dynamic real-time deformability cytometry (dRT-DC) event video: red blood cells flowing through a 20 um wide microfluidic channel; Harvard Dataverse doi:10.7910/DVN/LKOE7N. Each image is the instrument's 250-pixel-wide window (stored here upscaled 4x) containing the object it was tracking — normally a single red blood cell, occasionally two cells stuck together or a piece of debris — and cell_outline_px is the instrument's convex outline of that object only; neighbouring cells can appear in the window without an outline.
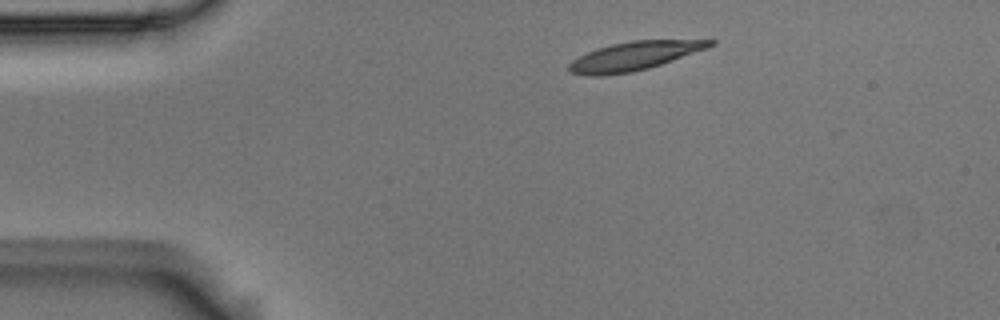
{"species": "Egyptian fruit bat (a non-hibernating species)", "species_latin": "Rousettus aegyptiacus", "temperature_condition": "room temperature", "stored_images_in_passage": 13, "camera_frame_rate_fps": 3000, "um_per_image_px": 0.085, "animal": {"sex": "male"}, "frame": {"image": 1, "passage_image": 1, "time_ms": 0.0, "image_size_px": [1000, 320], "cell_outline_px": [[716, 44], [708, 48], [648, 68], [632, 72], [604, 76], [588, 76], [572, 72], [568, 68], [568, 64], [572, 60], [596, 48], [612, 44], [632, 40], [716, 40]], "centroid_in_image_um": [53.9, 4.76], "position_along_channel_um": 31.1, "area_um2": 23.41}}
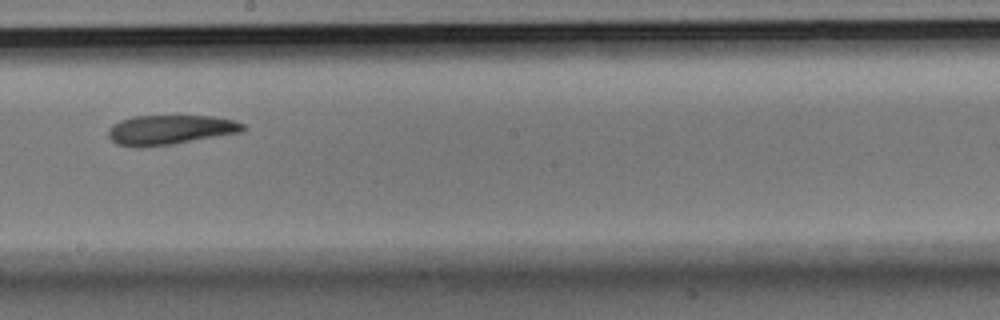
{"frame": {"image": 2, "passage_image": 7, "time_ms": 2.0, "image_size_px": [1000, 320], "cell_outline_px": [[248, 128], [244, 132], [172, 144], [136, 148], [132, 148], [116, 144], [108, 136], [108, 128], [112, 124], [120, 120], [132, 116], [212, 116], [232, 120], [244, 124]], "centroid_in_image_um": [14.44, 11.04], "position_along_channel_um": 233.8, "area_um2": 23.52}}
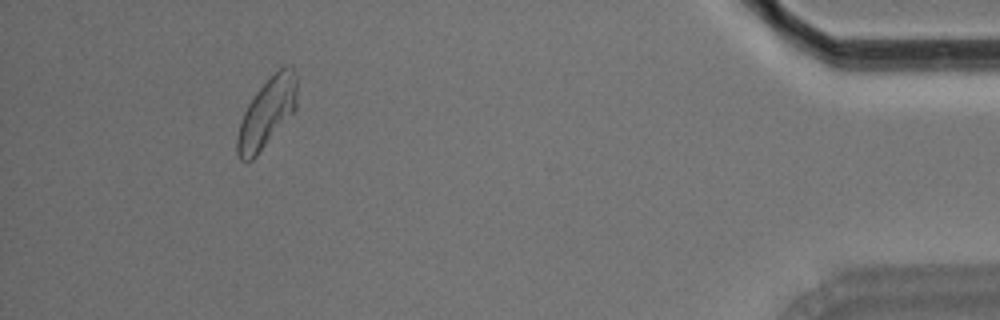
{"frame": {"image": 3, "passage_image": 12, "time_ms": 3.667, "image_size_px": [1000, 320], "cell_outline_px": [[296, 108], [256, 156], [252, 160], [240, 160], [236, 152], [236, 140], [240, 124], [244, 112], [248, 104], [256, 92], [280, 68], [288, 64], [292, 64], [296, 76]], "centroid_in_image_um": [22.68, 9.58], "position_along_channel_um": 412.5, "area_um2": 23.52}}